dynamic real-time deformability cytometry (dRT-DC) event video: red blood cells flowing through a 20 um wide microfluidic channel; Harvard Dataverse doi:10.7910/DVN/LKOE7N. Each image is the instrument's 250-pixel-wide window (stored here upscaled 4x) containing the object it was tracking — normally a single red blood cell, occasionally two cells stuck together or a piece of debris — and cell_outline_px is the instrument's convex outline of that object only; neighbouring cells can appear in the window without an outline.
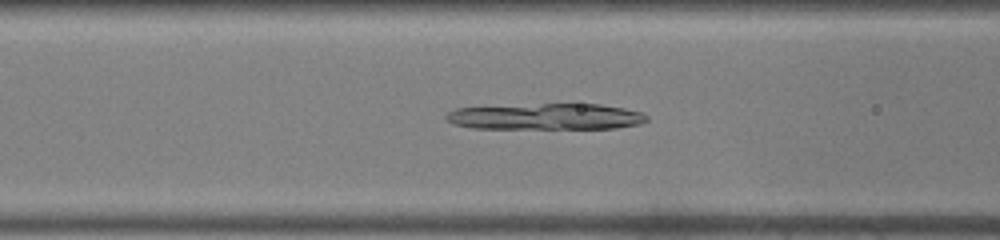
{"species": "common noctule bat (a hibernating species)", "species_latin": "Nyctalus noctula", "temperature_condition": "warm", "stored_images_in_passage": 45, "camera_frame_rate_fps": 3000, "um_per_image_px": 0.085, "animal": {"sex": "male", "body_mass_g": 19.0, "forearm_length_mm": 50.8}, "frame": {"image": 1, "passage_image": 19, "time_ms": 6.0, "image_size_px": [1000, 240], "cell_outline_px": [[648, 120], [640, 124], [616, 128], [472, 128], [452, 124], [444, 116], [448, 112], [456, 108], [544, 104], [600, 104], [624, 108], [640, 112], [648, 116]], "centroid_in_image_um": [46.42, 9.91], "position_along_channel_um": 120.2, "area_um2": 30.4}}
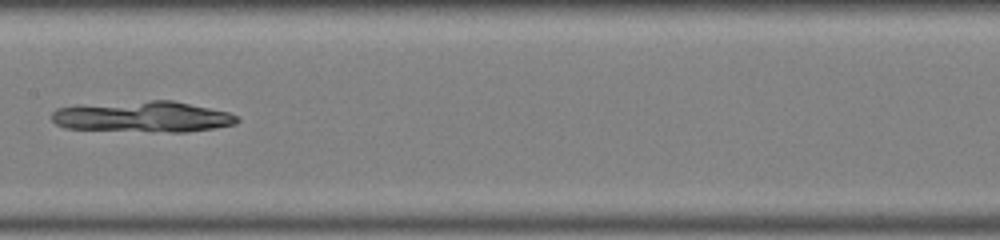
{"frame": {"image": 2, "passage_image": 24, "time_ms": 7.667, "image_size_px": [1000, 240], "cell_outline_px": [[240, 120], [236, 124], [216, 128], [188, 132], [152, 132], [64, 128], [56, 124], [52, 120], [52, 112], [56, 108], [80, 104], [152, 100], [172, 100], [228, 112], [236, 116]], "centroid_in_image_um": [12.12, 9.92], "position_along_channel_um": 195.3, "area_um2": 33.87}}
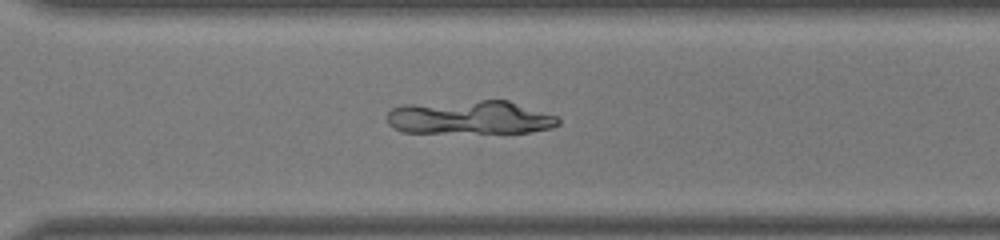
{"frame": {"image": 3, "passage_image": 33, "time_ms": 10.667, "image_size_px": [1000, 240], "cell_outline_px": [[560, 124], [552, 128], [528, 132], [400, 132], [392, 128], [388, 124], [384, 116], [392, 108], [400, 104], [480, 100], [508, 100], [556, 116], [560, 120]], "centroid_in_image_um": [39.88, 9.97], "position_along_channel_um": 330.7, "area_um2": 33.87}}